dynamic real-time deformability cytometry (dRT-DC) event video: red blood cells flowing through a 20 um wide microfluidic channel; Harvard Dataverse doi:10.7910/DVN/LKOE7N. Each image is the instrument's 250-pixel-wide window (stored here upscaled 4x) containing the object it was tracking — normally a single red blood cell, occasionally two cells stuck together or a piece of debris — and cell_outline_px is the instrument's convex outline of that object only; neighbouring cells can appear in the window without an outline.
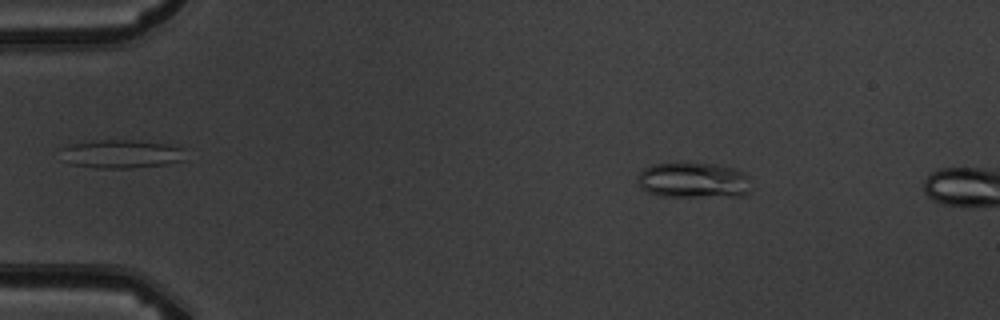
{"species": "common noctule bat (a hibernating species)", "species_latin": "Nyctalus noctula", "temperature_condition": "warm", "stored_images_in_passage": 3, "camera_frame_rate_fps": 3000, "um_per_image_px": 0.085, "animal": {"sex": "male", "body_mass_g": 19.5, "forearm_length_mm": 54.6}, "frame": {"image": 1, "passage_image": 2, "time_ms": 1.0, "image_size_px": [1000, 320], "cell_outline_px": [[748, 192], [740, 196], [660, 196], [648, 192], [640, 188], [636, 180], [640, 172], [644, 168], [652, 164], [680, 160], [712, 164], [732, 168], [748, 176]], "centroid_in_image_um": [58.84, 15.28], "position_along_channel_um": 26.2, "area_um2": 23.93}}